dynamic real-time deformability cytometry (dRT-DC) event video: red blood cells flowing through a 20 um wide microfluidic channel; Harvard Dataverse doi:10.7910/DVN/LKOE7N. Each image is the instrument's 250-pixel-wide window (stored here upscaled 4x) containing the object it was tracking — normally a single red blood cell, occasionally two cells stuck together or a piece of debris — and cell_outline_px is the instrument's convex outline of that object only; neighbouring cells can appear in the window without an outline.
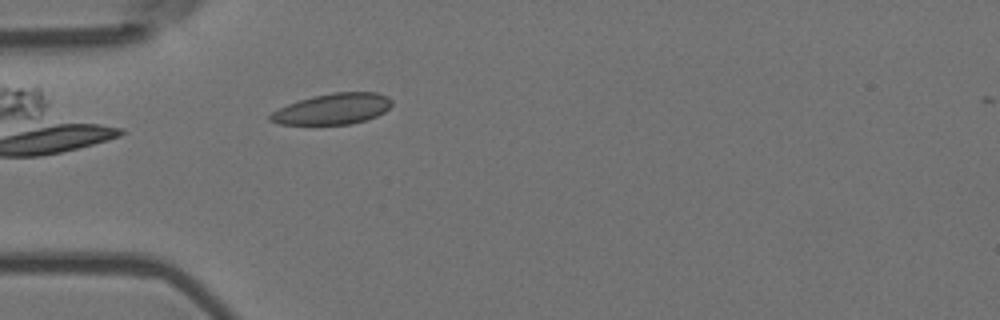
{"species": "Egyptian fruit bat (a non-hibernating species)", "species_latin": "Rousettus aegyptiacus", "temperature_condition": "room temperature", "stored_images_in_passage": 1, "camera_frame_rate_fps": 3000, "um_per_image_px": 0.085, "animal": {"sex": "female"}, "frame": {"image": 1, "passage_image": 1, "time_ms": 0.0, "image_size_px": [1000, 320], "cell_outline_px": [[392, 104], [384, 112], [376, 116], [352, 124], [280, 124], [268, 120], [268, 116], [272, 112], [288, 104], [312, 96], [332, 92], [376, 92], [388, 96], [392, 100]], "centroid_in_image_um": [28.29, 9.25], "position_along_channel_um": 56.7, "area_um2": 21.79}}